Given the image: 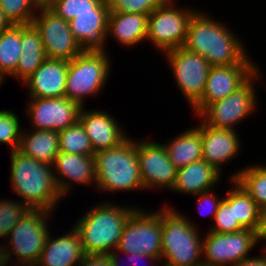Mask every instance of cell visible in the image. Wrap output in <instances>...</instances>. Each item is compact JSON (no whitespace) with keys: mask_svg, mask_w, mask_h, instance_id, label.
Returning <instances> with one entry per match:
<instances>
[{"mask_svg":"<svg viewBox=\"0 0 266 266\" xmlns=\"http://www.w3.org/2000/svg\"><path fill=\"white\" fill-rule=\"evenodd\" d=\"M259 255L246 257L233 266H266V249L262 248V253Z\"/></svg>","mask_w":266,"mask_h":266,"instance_id":"obj_42","label":"cell"},{"mask_svg":"<svg viewBox=\"0 0 266 266\" xmlns=\"http://www.w3.org/2000/svg\"><path fill=\"white\" fill-rule=\"evenodd\" d=\"M68 61L47 58L21 84L27 87L30 98L64 97Z\"/></svg>","mask_w":266,"mask_h":266,"instance_id":"obj_20","label":"cell"},{"mask_svg":"<svg viewBox=\"0 0 266 266\" xmlns=\"http://www.w3.org/2000/svg\"><path fill=\"white\" fill-rule=\"evenodd\" d=\"M119 254L120 253L118 251H115V250L108 254V257L112 263V266H121L122 262L120 263ZM125 255H126L128 261H131L130 263L128 262L130 265L126 262L129 266H140L139 260H142V259H148L149 261H152L150 266H162L161 265V257L148 256L145 254L141 255L139 253H135V254L125 253ZM127 259L125 261H127Z\"/></svg>","mask_w":266,"mask_h":266,"instance_id":"obj_39","label":"cell"},{"mask_svg":"<svg viewBox=\"0 0 266 266\" xmlns=\"http://www.w3.org/2000/svg\"><path fill=\"white\" fill-rule=\"evenodd\" d=\"M229 180L233 185L234 222H238L244 229L255 231L258 225L260 209L235 179Z\"/></svg>","mask_w":266,"mask_h":266,"instance_id":"obj_30","label":"cell"},{"mask_svg":"<svg viewBox=\"0 0 266 266\" xmlns=\"http://www.w3.org/2000/svg\"><path fill=\"white\" fill-rule=\"evenodd\" d=\"M95 187L105 192L143 191L137 156V140L130 136L116 147L94 155Z\"/></svg>","mask_w":266,"mask_h":266,"instance_id":"obj_5","label":"cell"},{"mask_svg":"<svg viewBox=\"0 0 266 266\" xmlns=\"http://www.w3.org/2000/svg\"><path fill=\"white\" fill-rule=\"evenodd\" d=\"M30 210L20 200L0 199V238H6L19 222V220Z\"/></svg>","mask_w":266,"mask_h":266,"instance_id":"obj_34","label":"cell"},{"mask_svg":"<svg viewBox=\"0 0 266 266\" xmlns=\"http://www.w3.org/2000/svg\"><path fill=\"white\" fill-rule=\"evenodd\" d=\"M174 1L166 0L148 15L146 41L163 53L184 45L190 20L197 11L196 7L178 8Z\"/></svg>","mask_w":266,"mask_h":266,"instance_id":"obj_8","label":"cell"},{"mask_svg":"<svg viewBox=\"0 0 266 266\" xmlns=\"http://www.w3.org/2000/svg\"><path fill=\"white\" fill-rule=\"evenodd\" d=\"M259 70L235 92L209 104L197 118L210 127L236 130V124H240L257 110L255 85L263 79Z\"/></svg>","mask_w":266,"mask_h":266,"instance_id":"obj_9","label":"cell"},{"mask_svg":"<svg viewBox=\"0 0 266 266\" xmlns=\"http://www.w3.org/2000/svg\"><path fill=\"white\" fill-rule=\"evenodd\" d=\"M20 48L21 56L11 77L23 82L47 59L41 35L33 24L21 25Z\"/></svg>","mask_w":266,"mask_h":266,"instance_id":"obj_25","label":"cell"},{"mask_svg":"<svg viewBox=\"0 0 266 266\" xmlns=\"http://www.w3.org/2000/svg\"><path fill=\"white\" fill-rule=\"evenodd\" d=\"M222 172L201 160L177 169L176 181L171 191L184 195H197L214 190L221 182Z\"/></svg>","mask_w":266,"mask_h":266,"instance_id":"obj_23","label":"cell"},{"mask_svg":"<svg viewBox=\"0 0 266 266\" xmlns=\"http://www.w3.org/2000/svg\"><path fill=\"white\" fill-rule=\"evenodd\" d=\"M137 208L132 204L120 206L112 201H101L87 209L73 226L84 253L108 255L114 251L127 220Z\"/></svg>","mask_w":266,"mask_h":266,"instance_id":"obj_3","label":"cell"},{"mask_svg":"<svg viewBox=\"0 0 266 266\" xmlns=\"http://www.w3.org/2000/svg\"><path fill=\"white\" fill-rule=\"evenodd\" d=\"M186 128L169 143L163 144L172 164L177 168L203 160L201 123Z\"/></svg>","mask_w":266,"mask_h":266,"instance_id":"obj_27","label":"cell"},{"mask_svg":"<svg viewBox=\"0 0 266 266\" xmlns=\"http://www.w3.org/2000/svg\"><path fill=\"white\" fill-rule=\"evenodd\" d=\"M157 212L162 220V266H203V235L197 225L170 205Z\"/></svg>","mask_w":266,"mask_h":266,"instance_id":"obj_4","label":"cell"},{"mask_svg":"<svg viewBox=\"0 0 266 266\" xmlns=\"http://www.w3.org/2000/svg\"><path fill=\"white\" fill-rule=\"evenodd\" d=\"M58 236L55 238L50 232L36 266L80 265L85 253L77 230L71 226L70 231Z\"/></svg>","mask_w":266,"mask_h":266,"instance_id":"obj_22","label":"cell"},{"mask_svg":"<svg viewBox=\"0 0 266 266\" xmlns=\"http://www.w3.org/2000/svg\"><path fill=\"white\" fill-rule=\"evenodd\" d=\"M39 7H48L54 0H34Z\"/></svg>","mask_w":266,"mask_h":266,"instance_id":"obj_45","label":"cell"},{"mask_svg":"<svg viewBox=\"0 0 266 266\" xmlns=\"http://www.w3.org/2000/svg\"><path fill=\"white\" fill-rule=\"evenodd\" d=\"M21 25H12L0 34V74H14L21 56Z\"/></svg>","mask_w":266,"mask_h":266,"instance_id":"obj_29","label":"cell"},{"mask_svg":"<svg viewBox=\"0 0 266 266\" xmlns=\"http://www.w3.org/2000/svg\"><path fill=\"white\" fill-rule=\"evenodd\" d=\"M32 24L41 35L47 58L71 61L82 52L73 36L69 22L49 7H40Z\"/></svg>","mask_w":266,"mask_h":266,"instance_id":"obj_13","label":"cell"},{"mask_svg":"<svg viewBox=\"0 0 266 266\" xmlns=\"http://www.w3.org/2000/svg\"><path fill=\"white\" fill-rule=\"evenodd\" d=\"M163 54L168 66L170 65L177 88L181 90V94L192 108L203 95L212 66L201 55L188 51L184 47H178Z\"/></svg>","mask_w":266,"mask_h":266,"instance_id":"obj_11","label":"cell"},{"mask_svg":"<svg viewBox=\"0 0 266 266\" xmlns=\"http://www.w3.org/2000/svg\"><path fill=\"white\" fill-rule=\"evenodd\" d=\"M109 14L110 10L103 0L91 12L80 13L69 21L73 36L82 51L107 52Z\"/></svg>","mask_w":266,"mask_h":266,"instance_id":"obj_17","label":"cell"},{"mask_svg":"<svg viewBox=\"0 0 266 266\" xmlns=\"http://www.w3.org/2000/svg\"><path fill=\"white\" fill-rule=\"evenodd\" d=\"M4 80L6 79L0 74V87L2 84H4Z\"/></svg>","mask_w":266,"mask_h":266,"instance_id":"obj_47","label":"cell"},{"mask_svg":"<svg viewBox=\"0 0 266 266\" xmlns=\"http://www.w3.org/2000/svg\"><path fill=\"white\" fill-rule=\"evenodd\" d=\"M136 209L127 220L115 251L161 257L162 220L154 210Z\"/></svg>","mask_w":266,"mask_h":266,"instance_id":"obj_10","label":"cell"},{"mask_svg":"<svg viewBox=\"0 0 266 266\" xmlns=\"http://www.w3.org/2000/svg\"><path fill=\"white\" fill-rule=\"evenodd\" d=\"M79 266H112L108 255L85 254Z\"/></svg>","mask_w":266,"mask_h":266,"instance_id":"obj_40","label":"cell"},{"mask_svg":"<svg viewBox=\"0 0 266 266\" xmlns=\"http://www.w3.org/2000/svg\"><path fill=\"white\" fill-rule=\"evenodd\" d=\"M141 140H137V156L144 190H171L176 181L177 168L170 161L165 146L160 141Z\"/></svg>","mask_w":266,"mask_h":266,"instance_id":"obj_14","label":"cell"},{"mask_svg":"<svg viewBox=\"0 0 266 266\" xmlns=\"http://www.w3.org/2000/svg\"><path fill=\"white\" fill-rule=\"evenodd\" d=\"M10 184L12 193L19 196L30 209L54 212L63 199L53 172V166L39 162L18 150L10 152Z\"/></svg>","mask_w":266,"mask_h":266,"instance_id":"obj_2","label":"cell"},{"mask_svg":"<svg viewBox=\"0 0 266 266\" xmlns=\"http://www.w3.org/2000/svg\"><path fill=\"white\" fill-rule=\"evenodd\" d=\"M203 239V266H233L246 257L257 244L255 231L242 229L232 233L207 231Z\"/></svg>","mask_w":266,"mask_h":266,"instance_id":"obj_12","label":"cell"},{"mask_svg":"<svg viewBox=\"0 0 266 266\" xmlns=\"http://www.w3.org/2000/svg\"><path fill=\"white\" fill-rule=\"evenodd\" d=\"M13 24L9 19L5 16V13L0 7V34L5 30L9 29Z\"/></svg>","mask_w":266,"mask_h":266,"instance_id":"obj_43","label":"cell"},{"mask_svg":"<svg viewBox=\"0 0 266 266\" xmlns=\"http://www.w3.org/2000/svg\"><path fill=\"white\" fill-rule=\"evenodd\" d=\"M256 241L259 245L261 241H265L264 248L266 247V208H263L259 212L258 225L255 230Z\"/></svg>","mask_w":266,"mask_h":266,"instance_id":"obj_41","label":"cell"},{"mask_svg":"<svg viewBox=\"0 0 266 266\" xmlns=\"http://www.w3.org/2000/svg\"><path fill=\"white\" fill-rule=\"evenodd\" d=\"M51 213L30 209L15 225L7 236V243L2 244L11 263L37 264L50 234L48 221Z\"/></svg>","mask_w":266,"mask_h":266,"instance_id":"obj_7","label":"cell"},{"mask_svg":"<svg viewBox=\"0 0 266 266\" xmlns=\"http://www.w3.org/2000/svg\"><path fill=\"white\" fill-rule=\"evenodd\" d=\"M103 0H54L48 7L63 18L70 21L80 13L91 12Z\"/></svg>","mask_w":266,"mask_h":266,"instance_id":"obj_36","label":"cell"},{"mask_svg":"<svg viewBox=\"0 0 266 266\" xmlns=\"http://www.w3.org/2000/svg\"><path fill=\"white\" fill-rule=\"evenodd\" d=\"M12 264L9 256L6 254L5 249L0 246V266H8Z\"/></svg>","mask_w":266,"mask_h":266,"instance_id":"obj_44","label":"cell"},{"mask_svg":"<svg viewBox=\"0 0 266 266\" xmlns=\"http://www.w3.org/2000/svg\"><path fill=\"white\" fill-rule=\"evenodd\" d=\"M200 122L203 160L221 172L224 163L239 155L242 145L238 130L210 127L201 119Z\"/></svg>","mask_w":266,"mask_h":266,"instance_id":"obj_21","label":"cell"},{"mask_svg":"<svg viewBox=\"0 0 266 266\" xmlns=\"http://www.w3.org/2000/svg\"><path fill=\"white\" fill-rule=\"evenodd\" d=\"M239 170L234 172L229 179H235L260 210L266 208V164L255 163Z\"/></svg>","mask_w":266,"mask_h":266,"instance_id":"obj_28","label":"cell"},{"mask_svg":"<svg viewBox=\"0 0 266 266\" xmlns=\"http://www.w3.org/2000/svg\"><path fill=\"white\" fill-rule=\"evenodd\" d=\"M29 130V132L27 131ZM23 128L18 151L39 162L53 166L59 154V136L57 131L31 130Z\"/></svg>","mask_w":266,"mask_h":266,"instance_id":"obj_26","label":"cell"},{"mask_svg":"<svg viewBox=\"0 0 266 266\" xmlns=\"http://www.w3.org/2000/svg\"><path fill=\"white\" fill-rule=\"evenodd\" d=\"M18 116L9 109L0 110V144L8 145L10 152L18 150L23 130Z\"/></svg>","mask_w":266,"mask_h":266,"instance_id":"obj_35","label":"cell"},{"mask_svg":"<svg viewBox=\"0 0 266 266\" xmlns=\"http://www.w3.org/2000/svg\"><path fill=\"white\" fill-rule=\"evenodd\" d=\"M53 172L58 190L63 198L74 188L75 183L82 186H95L94 155H78L59 152L53 163Z\"/></svg>","mask_w":266,"mask_h":266,"instance_id":"obj_18","label":"cell"},{"mask_svg":"<svg viewBox=\"0 0 266 266\" xmlns=\"http://www.w3.org/2000/svg\"><path fill=\"white\" fill-rule=\"evenodd\" d=\"M193 196H196L197 198L196 203L198 204L197 207H198V211H200L199 213L202 214V211H203L204 214L206 215L208 214L211 217V220H213L219 208L220 202L223 200V197L221 198V196H218L212 190L208 192L200 193L197 195H193ZM204 210H206V213Z\"/></svg>","mask_w":266,"mask_h":266,"instance_id":"obj_38","label":"cell"},{"mask_svg":"<svg viewBox=\"0 0 266 266\" xmlns=\"http://www.w3.org/2000/svg\"><path fill=\"white\" fill-rule=\"evenodd\" d=\"M257 64H235L210 68L201 99L191 108L196 117L211 103L240 88L257 70Z\"/></svg>","mask_w":266,"mask_h":266,"instance_id":"obj_16","label":"cell"},{"mask_svg":"<svg viewBox=\"0 0 266 266\" xmlns=\"http://www.w3.org/2000/svg\"><path fill=\"white\" fill-rule=\"evenodd\" d=\"M166 0H105L110 12L142 13L149 15Z\"/></svg>","mask_w":266,"mask_h":266,"instance_id":"obj_37","label":"cell"},{"mask_svg":"<svg viewBox=\"0 0 266 266\" xmlns=\"http://www.w3.org/2000/svg\"><path fill=\"white\" fill-rule=\"evenodd\" d=\"M117 118L103 110L85 109L82 107L79 121L89 137L95 153L113 148L124 142L129 134L118 124Z\"/></svg>","mask_w":266,"mask_h":266,"instance_id":"obj_19","label":"cell"},{"mask_svg":"<svg viewBox=\"0 0 266 266\" xmlns=\"http://www.w3.org/2000/svg\"><path fill=\"white\" fill-rule=\"evenodd\" d=\"M59 152L95 155L89 137L80 121L58 132Z\"/></svg>","mask_w":266,"mask_h":266,"instance_id":"obj_31","label":"cell"},{"mask_svg":"<svg viewBox=\"0 0 266 266\" xmlns=\"http://www.w3.org/2000/svg\"><path fill=\"white\" fill-rule=\"evenodd\" d=\"M0 7L14 25L32 24L40 8L34 0H0Z\"/></svg>","mask_w":266,"mask_h":266,"instance_id":"obj_32","label":"cell"},{"mask_svg":"<svg viewBox=\"0 0 266 266\" xmlns=\"http://www.w3.org/2000/svg\"><path fill=\"white\" fill-rule=\"evenodd\" d=\"M148 15L142 13L110 12L107 40L113 36L122 46L133 47L146 41Z\"/></svg>","mask_w":266,"mask_h":266,"instance_id":"obj_24","label":"cell"},{"mask_svg":"<svg viewBox=\"0 0 266 266\" xmlns=\"http://www.w3.org/2000/svg\"><path fill=\"white\" fill-rule=\"evenodd\" d=\"M231 29L198 9L190 20L182 47L201 55L212 67L256 64L249 57L241 37Z\"/></svg>","mask_w":266,"mask_h":266,"instance_id":"obj_1","label":"cell"},{"mask_svg":"<svg viewBox=\"0 0 266 266\" xmlns=\"http://www.w3.org/2000/svg\"><path fill=\"white\" fill-rule=\"evenodd\" d=\"M29 100L25 112L34 130L59 132L79 121L82 106L66 97Z\"/></svg>","mask_w":266,"mask_h":266,"instance_id":"obj_15","label":"cell"},{"mask_svg":"<svg viewBox=\"0 0 266 266\" xmlns=\"http://www.w3.org/2000/svg\"><path fill=\"white\" fill-rule=\"evenodd\" d=\"M111 60L107 52L82 51L68 61L64 97L85 107L88 96L95 97L105 88L111 75Z\"/></svg>","mask_w":266,"mask_h":266,"instance_id":"obj_6","label":"cell"},{"mask_svg":"<svg viewBox=\"0 0 266 266\" xmlns=\"http://www.w3.org/2000/svg\"><path fill=\"white\" fill-rule=\"evenodd\" d=\"M12 264L14 266H36L35 264H25V263H13ZM13 265H10V266H13Z\"/></svg>","mask_w":266,"mask_h":266,"instance_id":"obj_46","label":"cell"},{"mask_svg":"<svg viewBox=\"0 0 266 266\" xmlns=\"http://www.w3.org/2000/svg\"><path fill=\"white\" fill-rule=\"evenodd\" d=\"M223 195L219 208L214 216L212 227L208 231L216 233H232L244 229L238 222H234L233 214V186Z\"/></svg>","mask_w":266,"mask_h":266,"instance_id":"obj_33","label":"cell"}]
</instances>
